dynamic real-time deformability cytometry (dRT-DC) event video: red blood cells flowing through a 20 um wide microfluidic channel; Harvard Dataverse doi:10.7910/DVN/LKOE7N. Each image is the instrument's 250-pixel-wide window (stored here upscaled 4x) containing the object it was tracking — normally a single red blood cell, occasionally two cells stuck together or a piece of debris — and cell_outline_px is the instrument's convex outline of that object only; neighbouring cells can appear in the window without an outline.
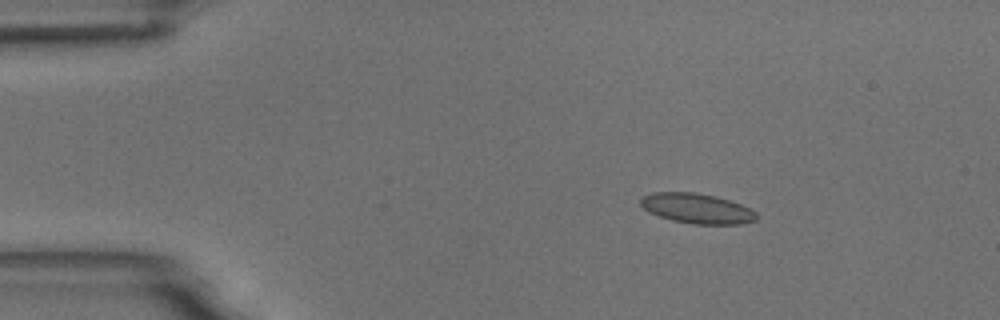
{"species": "common noctule bat (a hibernating species)", "species_latin": "Nyctalus noctula", "temperature_condition": "room temperature", "stored_images_in_passage": 9, "camera_frame_rate_fps": 3000, "um_per_image_px": 0.085, "animal": {"sex": "male", "body_mass_g": 18.8}, "frame": {"image": 1, "passage_image": 2, "time_ms": 1.333, "image_size_px": [1000, 320], "cell_outline_px": [[756, 220], [740, 224], [692, 224], [672, 220], [648, 212], [640, 204], [640, 200], [644, 196], [652, 192], [696, 192], [716, 196], [740, 204], [756, 212]], "centroid_in_image_um": [59.22, 17.71], "position_along_channel_um": 25.8, "area_um2": 20.17}}
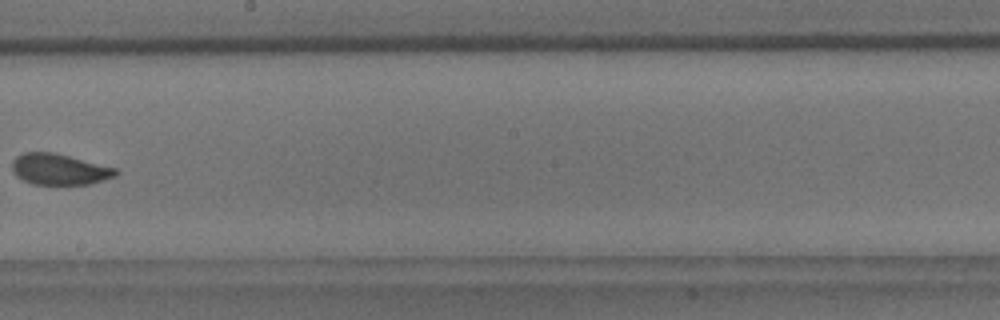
{"frame": {"image": 2, "passage_image": 8, "time_ms": 9.0, "image_size_px": [1000, 320], "cell_outline_px": [[120, 172], [116, 176], [88, 184], [32, 184], [16, 176], [12, 172], [12, 160], [16, 156], [24, 152], [52, 152], [116, 168]], "centroid_in_image_um": [5.01, 14.39], "position_along_channel_um": 243.2, "area_um2": 18.61}}
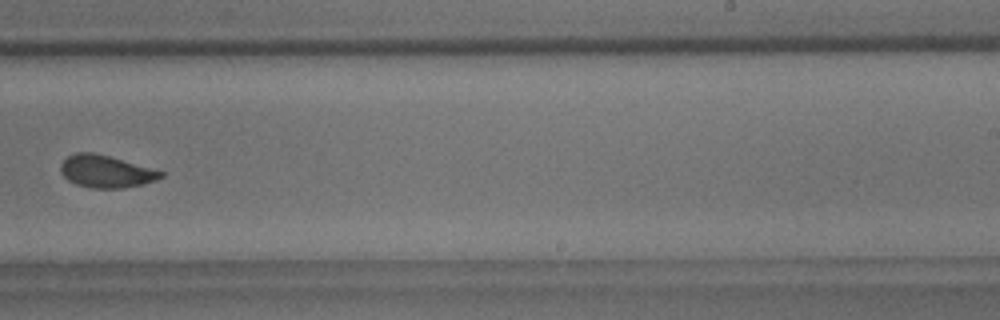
{"frame": {"image": 3, "passage_image": 9, "time_ms": 10.0, "image_size_px": [1000, 320], "cell_outline_px": [[164, 176], [156, 180], [144, 184], [124, 188], [92, 188], [76, 184], [68, 180], [60, 172], [60, 164], [68, 156], [76, 152], [92, 152], [108, 156], [164, 172]], "centroid_in_image_um": [8.98, 14.58], "position_along_channel_um": 280.0, "area_um2": 18.73}}